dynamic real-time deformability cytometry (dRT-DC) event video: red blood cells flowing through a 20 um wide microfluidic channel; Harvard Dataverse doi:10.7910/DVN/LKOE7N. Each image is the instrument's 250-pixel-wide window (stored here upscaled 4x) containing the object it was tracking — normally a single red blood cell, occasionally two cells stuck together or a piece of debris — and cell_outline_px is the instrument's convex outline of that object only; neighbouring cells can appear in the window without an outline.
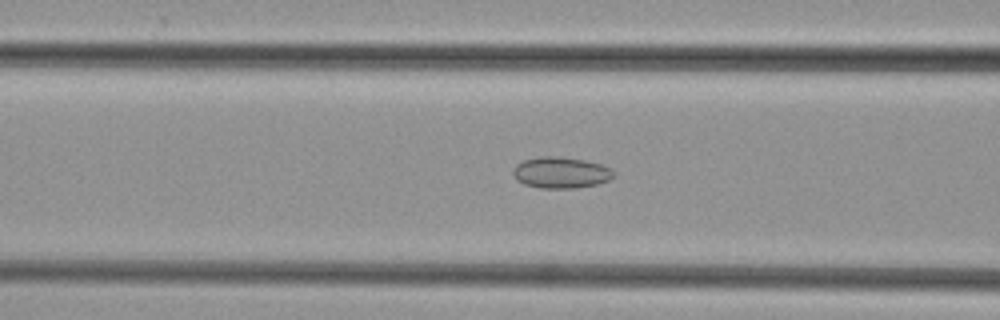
{"species": "common noctule bat (a hibernating species)", "species_latin": "Nyctalus noctula", "temperature_condition": "cold", "stored_images_in_passage": 39, "camera_frame_rate_fps": 3000, "um_per_image_px": 0.085, "animal": {"sex": "female", "body_mass_g": 29.2, "forearm_length_mm": 56.3}, "frame": {"image": 1, "passage_image": 10, "time_ms": 3.0, "image_size_px": [1000, 320], "cell_outline_px": [[616, 176], [608, 180], [596, 184], [576, 188], [540, 188], [524, 184], [516, 180], [512, 172], [516, 164], [524, 160], [540, 156], [560, 156], [584, 160], [600, 164], [616, 172]], "centroid_in_image_um": [47.66, 14.67], "position_along_channel_um": 118.9, "area_um2": 18.38}}
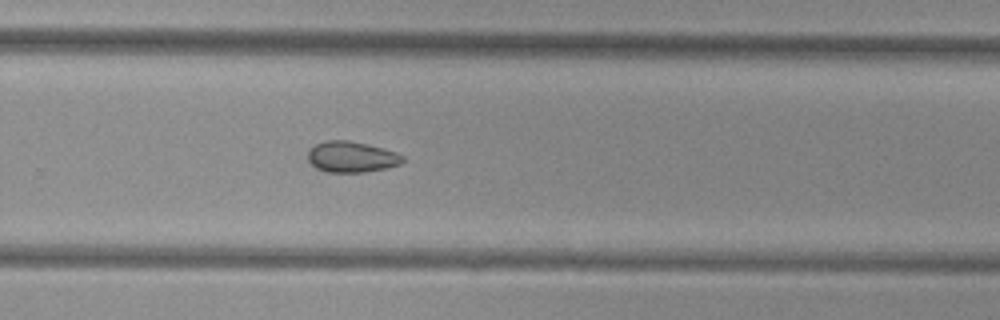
{"frame": {"image": 2, "passage_image": 23, "time_ms": 7.333, "image_size_px": [1000, 320], "cell_outline_px": [[404, 160], [400, 164], [384, 168], [364, 172], [328, 172], [316, 168], [308, 160], [308, 148], [316, 144], [328, 140], [348, 140], [368, 144], [384, 148], [396, 152], [404, 156]], "centroid_in_image_um": [29.87, 13.32], "position_along_channel_um": 299.9, "area_um2": 17.11}}
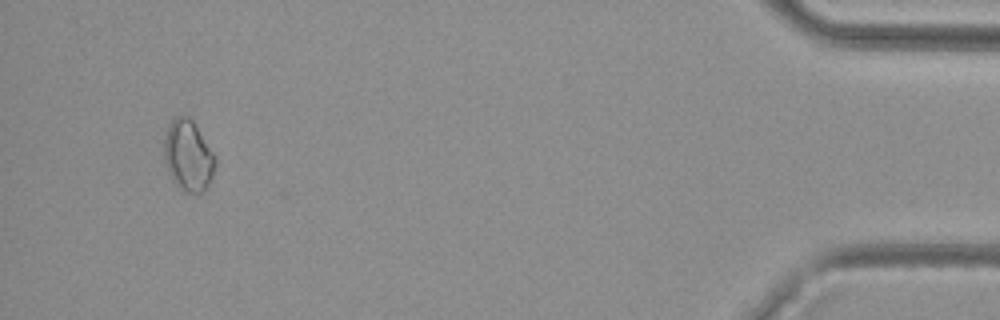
{"frame": {"image": 3, "passage_image": 37, "time_ms": 12.0, "image_size_px": [1000, 320], "cell_outline_px": [[216, 168], [204, 192], [184, 192], [172, 180], [164, 156], [164, 140], [168, 128], [172, 120], [176, 116], [188, 116], [192, 120], [216, 156]], "centroid_in_image_um": [16.02, 13.24], "position_along_channel_um": 419.2, "area_um2": 20.92}}